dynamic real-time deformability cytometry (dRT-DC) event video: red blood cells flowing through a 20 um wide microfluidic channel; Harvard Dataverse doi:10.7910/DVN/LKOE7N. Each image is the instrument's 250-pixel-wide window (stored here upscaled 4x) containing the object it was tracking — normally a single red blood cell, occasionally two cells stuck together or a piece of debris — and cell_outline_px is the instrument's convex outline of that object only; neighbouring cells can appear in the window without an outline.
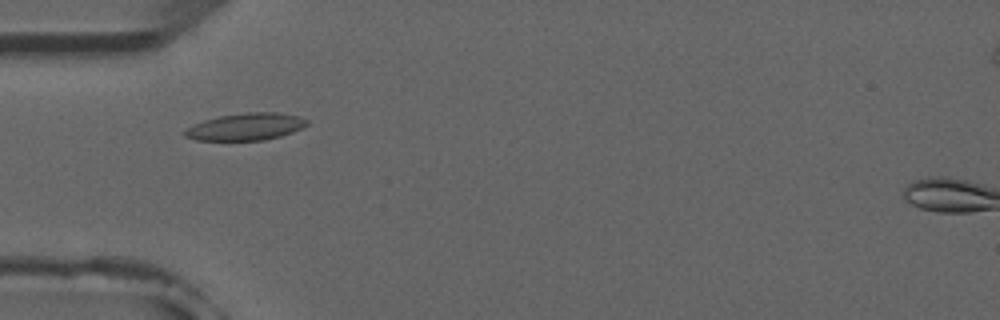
{"species": "common noctule bat (a hibernating species)", "species_latin": "Nyctalus noctula", "temperature_condition": "room temperature", "stored_images_in_passage": 7, "camera_frame_rate_fps": 3000, "um_per_image_px": 0.085, "animal": {"sex": "male", "forearm_length_mm": 52.5}, "frame": {"image": 1, "passage_image": 5, "time_ms": 4.667, "image_size_px": [1000, 320], "cell_outline_px": [[308, 124], [304, 128], [280, 136], [264, 140], [196, 140], [184, 136], [180, 132], [184, 128], [192, 124], [204, 120], [220, 116], [248, 112], [280, 112], [296, 116], [308, 120]], "centroid_in_image_um": [20.85, 10.77], "position_along_channel_um": 64.2, "area_um2": 19.48}}
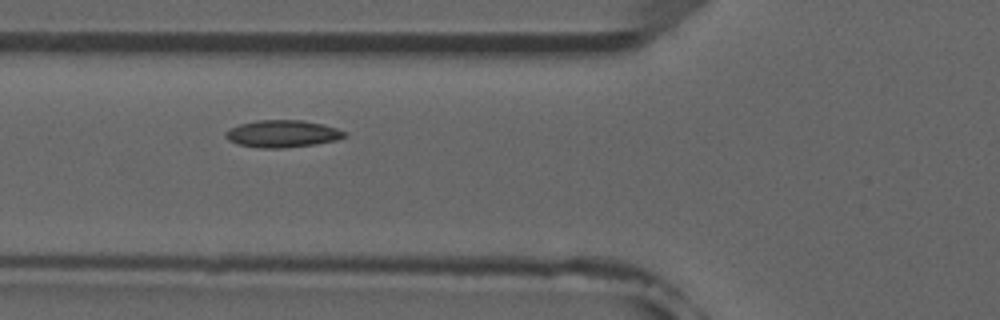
{"frame": {"image": 2, "passage_image": 6, "time_ms": 5.667, "image_size_px": [1000, 320], "cell_outline_px": [[348, 136], [336, 140], [316, 144], [284, 148], [260, 148], [236, 144], [228, 140], [224, 136], [224, 132], [228, 128], [240, 124], [256, 120], [304, 120], [324, 124], [348, 132]], "centroid_in_image_um": [24.0, 11.37], "position_along_channel_um": 101.8, "area_um2": 19.19}}
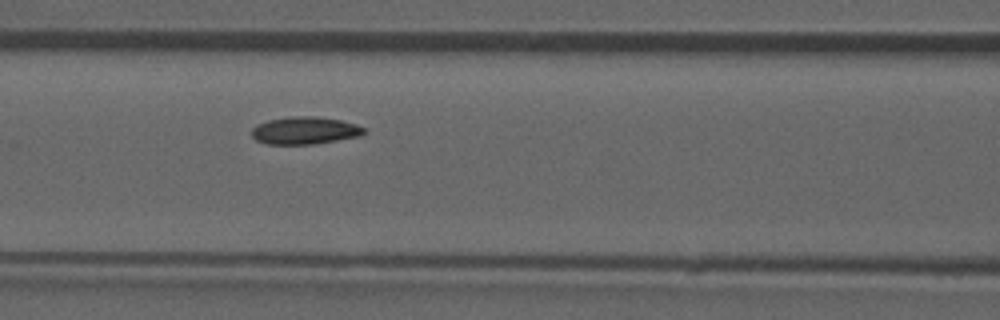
{"frame": {"image": 3, "passage_image": 7, "time_ms": 6.667, "image_size_px": [1000, 320], "cell_outline_px": [[368, 132], [360, 136], [312, 144], [264, 144], [256, 140], [252, 136], [252, 128], [256, 124], [268, 120], [288, 116], [316, 116], [340, 120], [356, 124], [364, 128]], "centroid_in_image_um": [25.89, 11.09], "position_along_channel_um": 140.7, "area_um2": 18.09}}